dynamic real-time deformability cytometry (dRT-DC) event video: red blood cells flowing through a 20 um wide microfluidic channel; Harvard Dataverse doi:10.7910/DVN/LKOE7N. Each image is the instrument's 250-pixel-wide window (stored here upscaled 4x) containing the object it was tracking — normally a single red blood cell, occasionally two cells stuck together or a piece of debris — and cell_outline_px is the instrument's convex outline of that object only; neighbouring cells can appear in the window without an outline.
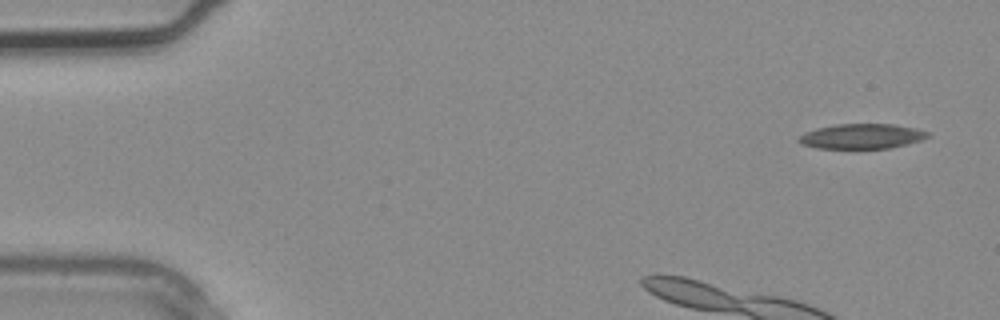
{"species": "common noctule bat (a hibernating species)", "species_latin": "Nyctalus noctula", "temperature_condition": "warm", "stored_images_in_passage": 3, "camera_frame_rate_fps": 3000, "um_per_image_px": 0.085, "animal": {"sex": "male", "body_mass_g": 20.4}, "frame": {"image": 1, "passage_image": 1, "time_ms": 0.0, "image_size_px": [1000, 320], "cell_outline_px": [[932, 136], [908, 144], [888, 148], [816, 148], [800, 144], [796, 140], [804, 132], [816, 128], [836, 124], [896, 124], [916, 128], [928, 132]], "centroid_in_image_um": [73.24, 11.58], "position_along_channel_um": 11.8, "area_um2": 18.9}}